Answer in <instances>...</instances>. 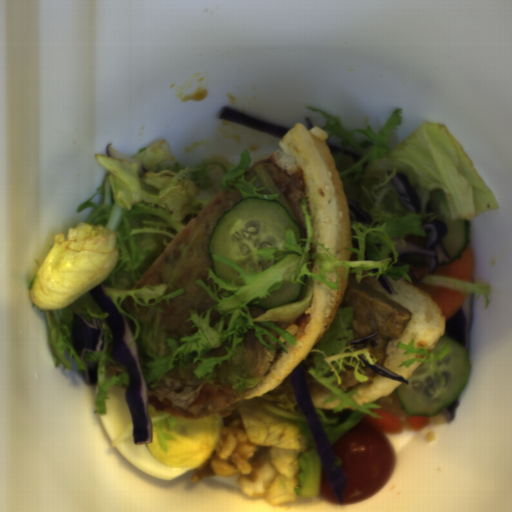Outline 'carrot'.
<instances>
[{"label": "carrot", "instance_id": "obj_1", "mask_svg": "<svg viewBox=\"0 0 512 512\" xmlns=\"http://www.w3.org/2000/svg\"><path fill=\"white\" fill-rule=\"evenodd\" d=\"M374 403L380 408L370 407L371 412L379 417H373L367 413L361 422L383 433H390L403 427H409L414 431L427 427L429 423V417L407 413L399 400L397 390Z\"/></svg>", "mask_w": 512, "mask_h": 512}, {"label": "carrot", "instance_id": "obj_2", "mask_svg": "<svg viewBox=\"0 0 512 512\" xmlns=\"http://www.w3.org/2000/svg\"><path fill=\"white\" fill-rule=\"evenodd\" d=\"M435 301L443 313L445 320H449L463 305L467 295L438 285H429L423 282L412 283Z\"/></svg>", "mask_w": 512, "mask_h": 512}, {"label": "carrot", "instance_id": "obj_3", "mask_svg": "<svg viewBox=\"0 0 512 512\" xmlns=\"http://www.w3.org/2000/svg\"><path fill=\"white\" fill-rule=\"evenodd\" d=\"M439 277H451L462 281L472 282L475 275L474 257L470 243L461 254L460 259H456L451 264L436 266L433 273Z\"/></svg>", "mask_w": 512, "mask_h": 512}, {"label": "carrot", "instance_id": "obj_4", "mask_svg": "<svg viewBox=\"0 0 512 512\" xmlns=\"http://www.w3.org/2000/svg\"><path fill=\"white\" fill-rule=\"evenodd\" d=\"M430 266H416L409 263V271L418 280L423 279L427 274H431L429 271Z\"/></svg>", "mask_w": 512, "mask_h": 512}]
</instances>
